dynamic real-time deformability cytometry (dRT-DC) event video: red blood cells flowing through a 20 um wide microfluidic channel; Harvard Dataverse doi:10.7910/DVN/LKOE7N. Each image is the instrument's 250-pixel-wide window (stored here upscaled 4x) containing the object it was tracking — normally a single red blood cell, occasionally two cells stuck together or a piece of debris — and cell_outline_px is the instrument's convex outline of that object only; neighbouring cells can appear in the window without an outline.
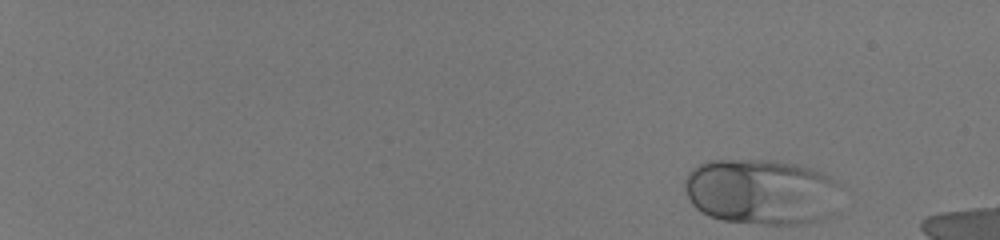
{"species": "human", "species_latin": "Homo sapiens", "temperature_condition": "room temperature", "stored_images_in_passage": 48, "camera_frame_rate_fps": 3000, "um_per_image_px": 0.085, "donor": {"sex": "male"}, "frame": {"image": 1, "passage_image": 1, "time_ms": 0.0, "image_size_px": [1000, 240], "cell_outline_px": [[832, 184], [828, 216], [824, 220], [812, 224], [760, 224], [724, 220], [708, 216], [696, 208], [692, 204], [684, 188], [684, 180], [688, 172], [692, 168], [708, 160], [772, 160], [796, 164], [812, 168], [828, 176], [832, 180]], "centroid_in_image_um": [64.56, 16.3], "position_along_channel_um": 20.4, "area_um2": 58.84}}
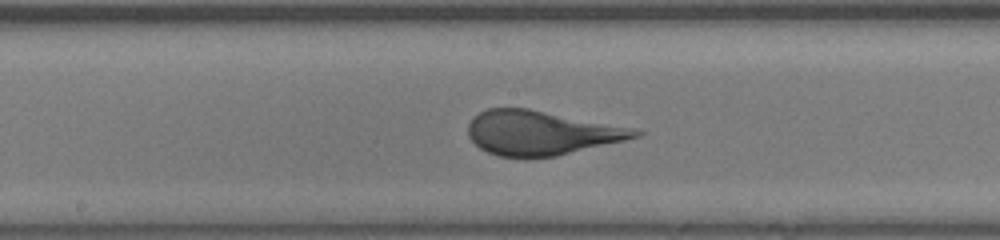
{"frame": {"image": 2, "passage_image": 29, "time_ms": 9.333, "image_size_px": [1000, 240], "cell_outline_px": [[644, 132], [640, 136], [624, 140], [556, 156], [524, 160], [500, 156], [488, 152], [480, 148], [468, 136], [468, 124], [472, 116], [488, 108], [528, 108], [636, 128]], "centroid_in_image_um": [45.97, 11.31], "position_along_channel_um": 202.2, "area_um2": 43.58}}
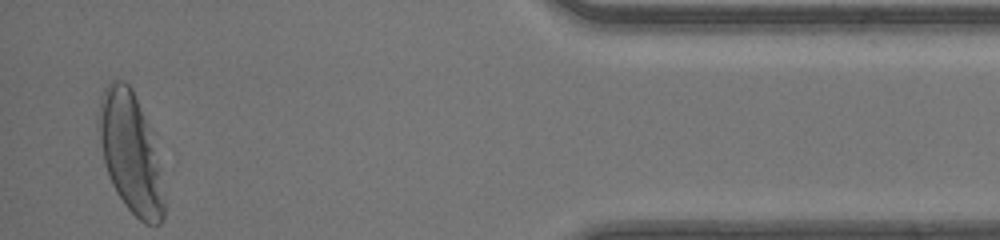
{"frame": {"image": 3, "passage_image": 48, "time_ms": 15.667, "image_size_px": [1000, 240], "cell_outline_px": [[164, 220], [160, 224], [144, 224], [124, 204], [116, 192], [112, 184], [104, 164], [96, 124], [96, 116], [100, 96], [104, 88], [112, 80], [124, 80], [132, 88], [148, 128], [160, 164], [164, 200]], "centroid_in_image_um": [11.05, 12.99], "position_along_channel_um": 424.2, "area_um2": 45.72}}